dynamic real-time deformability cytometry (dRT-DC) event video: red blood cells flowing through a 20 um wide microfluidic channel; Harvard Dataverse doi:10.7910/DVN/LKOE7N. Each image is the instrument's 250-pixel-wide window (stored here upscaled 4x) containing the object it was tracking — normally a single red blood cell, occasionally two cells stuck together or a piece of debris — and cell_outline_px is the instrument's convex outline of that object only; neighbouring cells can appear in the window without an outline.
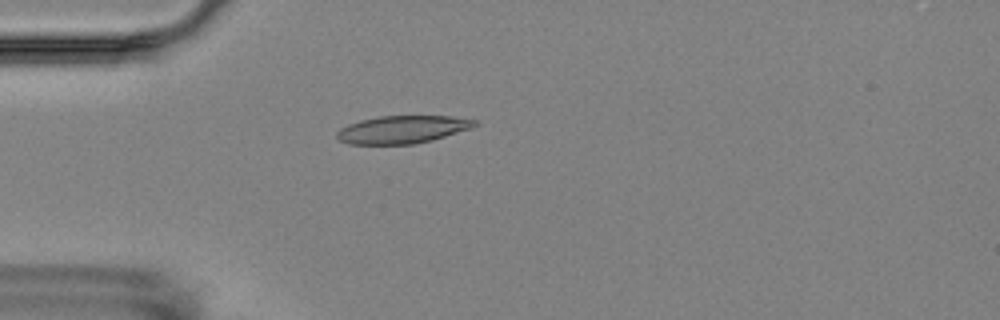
{"species": "Egyptian fruit bat (a non-hibernating species)", "species_latin": "Rousettus aegyptiacus", "temperature_condition": "room temperature", "stored_images_in_passage": 14, "camera_frame_rate_fps": 3000, "um_per_image_px": 0.085, "animal": {"sex": "female"}, "frame": {"image": 1, "passage_image": 2, "time_ms": 1.333, "image_size_px": [1000, 320], "cell_outline_px": [[476, 124], [472, 128], [432, 140], [412, 144], [348, 144], [340, 140], [336, 136], [336, 132], [340, 128], [348, 124], [360, 120], [380, 116], [452, 116], [476, 120]], "centroid_in_image_um": [34.18, 11.0], "position_along_channel_um": 50.8, "area_um2": 22.2}}
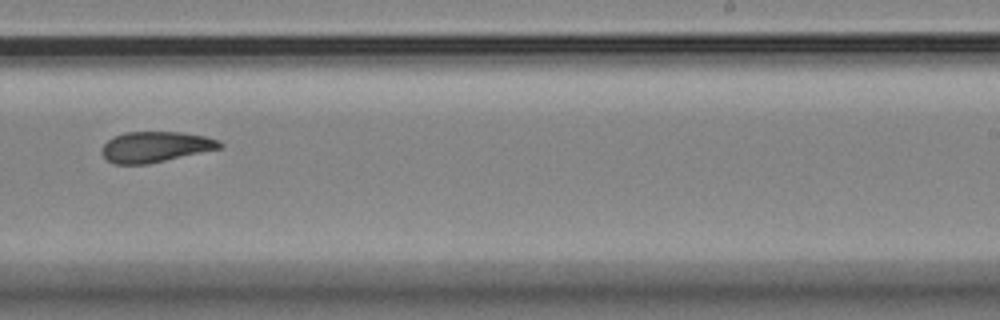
{"frame": {"image": 2, "passage_image": 8, "time_ms": 8.0, "image_size_px": [1000, 320], "cell_outline_px": [[224, 144], [220, 148], [148, 164], [112, 164], [100, 152], [100, 148], [112, 136], [124, 132], [180, 132], [204, 136], [220, 140]], "centroid_in_image_um": [13.17, 12.48], "position_along_channel_um": 275.8, "area_um2": 21.1}}
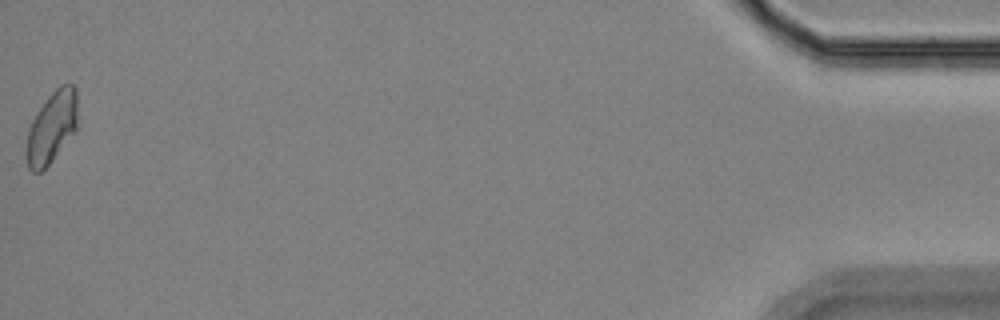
{"frame": {"image": 3, "passage_image": 14, "time_ms": 15.0, "image_size_px": [1000, 320], "cell_outline_px": [[80, 124], [76, 132], [48, 164], [40, 172], [32, 172], [28, 168], [24, 152], [28, 132], [32, 120], [36, 112], [48, 96], [60, 84], [72, 84], [76, 88]], "centroid_in_image_um": [4.43, 10.8], "position_along_channel_um": 430.8, "area_um2": 22.08}, "authors_computed_cell_mechanics": {"area_um2": 21.8195, "velocity_mm_per_s": 3.5426, "shape_relaxation_time_tau1_ms": null, "shape_relaxation_time_tau2_ms": 6.0741, "deformation_change_tau1": null, "deformation_change_tau2": 0.1231}}